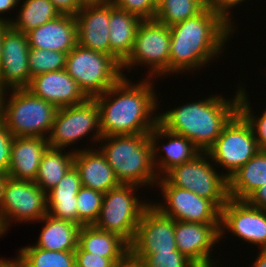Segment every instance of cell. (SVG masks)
Segmentation results:
<instances>
[{"instance_id": "cell-35", "label": "cell", "mask_w": 266, "mask_h": 267, "mask_svg": "<svg viewBox=\"0 0 266 267\" xmlns=\"http://www.w3.org/2000/svg\"><path fill=\"white\" fill-rule=\"evenodd\" d=\"M141 260L145 267H197L178 249L170 252H155L150 255H132Z\"/></svg>"}, {"instance_id": "cell-36", "label": "cell", "mask_w": 266, "mask_h": 267, "mask_svg": "<svg viewBox=\"0 0 266 267\" xmlns=\"http://www.w3.org/2000/svg\"><path fill=\"white\" fill-rule=\"evenodd\" d=\"M77 197L47 199V214L78 225Z\"/></svg>"}, {"instance_id": "cell-19", "label": "cell", "mask_w": 266, "mask_h": 267, "mask_svg": "<svg viewBox=\"0 0 266 267\" xmlns=\"http://www.w3.org/2000/svg\"><path fill=\"white\" fill-rule=\"evenodd\" d=\"M26 89L57 108L79 105L87 100L77 82L64 69L32 77Z\"/></svg>"}, {"instance_id": "cell-5", "label": "cell", "mask_w": 266, "mask_h": 267, "mask_svg": "<svg viewBox=\"0 0 266 267\" xmlns=\"http://www.w3.org/2000/svg\"><path fill=\"white\" fill-rule=\"evenodd\" d=\"M7 101L5 93L0 97V118L14 137H47L51 133L58 108L28 89H11Z\"/></svg>"}, {"instance_id": "cell-37", "label": "cell", "mask_w": 266, "mask_h": 267, "mask_svg": "<svg viewBox=\"0 0 266 267\" xmlns=\"http://www.w3.org/2000/svg\"><path fill=\"white\" fill-rule=\"evenodd\" d=\"M81 187L79 172L73 165L61 181L47 192V199L76 197Z\"/></svg>"}, {"instance_id": "cell-21", "label": "cell", "mask_w": 266, "mask_h": 267, "mask_svg": "<svg viewBox=\"0 0 266 267\" xmlns=\"http://www.w3.org/2000/svg\"><path fill=\"white\" fill-rule=\"evenodd\" d=\"M148 136L153 150L154 166L155 169L157 167V170L159 169V171H157V173H159L158 176H160L161 173L162 175L166 174L175 166L192 160L201 152L188 138L168 131L159 122L148 133ZM161 138H168L169 142L164 144L165 146L163 145V148L160 147L161 151H164L165 155L157 160L156 155H158L159 152L156 145Z\"/></svg>"}, {"instance_id": "cell-40", "label": "cell", "mask_w": 266, "mask_h": 267, "mask_svg": "<svg viewBox=\"0 0 266 267\" xmlns=\"http://www.w3.org/2000/svg\"><path fill=\"white\" fill-rule=\"evenodd\" d=\"M14 136L0 118V171L7 175L9 171L11 146Z\"/></svg>"}, {"instance_id": "cell-42", "label": "cell", "mask_w": 266, "mask_h": 267, "mask_svg": "<svg viewBox=\"0 0 266 267\" xmlns=\"http://www.w3.org/2000/svg\"><path fill=\"white\" fill-rule=\"evenodd\" d=\"M60 14L76 15L84 6L83 0H50Z\"/></svg>"}, {"instance_id": "cell-14", "label": "cell", "mask_w": 266, "mask_h": 267, "mask_svg": "<svg viewBox=\"0 0 266 267\" xmlns=\"http://www.w3.org/2000/svg\"><path fill=\"white\" fill-rule=\"evenodd\" d=\"M30 46L27 34L12 28H4L2 58L0 63V90L27 88L31 82L28 55ZM8 88V89H7Z\"/></svg>"}, {"instance_id": "cell-28", "label": "cell", "mask_w": 266, "mask_h": 267, "mask_svg": "<svg viewBox=\"0 0 266 267\" xmlns=\"http://www.w3.org/2000/svg\"><path fill=\"white\" fill-rule=\"evenodd\" d=\"M64 153L66 152L61 149L48 147L42 156L34 182L46 193L55 187L74 165L75 152Z\"/></svg>"}, {"instance_id": "cell-30", "label": "cell", "mask_w": 266, "mask_h": 267, "mask_svg": "<svg viewBox=\"0 0 266 267\" xmlns=\"http://www.w3.org/2000/svg\"><path fill=\"white\" fill-rule=\"evenodd\" d=\"M204 8L203 0H161L154 19L170 27L196 16Z\"/></svg>"}, {"instance_id": "cell-16", "label": "cell", "mask_w": 266, "mask_h": 267, "mask_svg": "<svg viewBox=\"0 0 266 267\" xmlns=\"http://www.w3.org/2000/svg\"><path fill=\"white\" fill-rule=\"evenodd\" d=\"M175 220L164 216L151 205L143 212L130 243L131 255H150L177 250Z\"/></svg>"}, {"instance_id": "cell-46", "label": "cell", "mask_w": 266, "mask_h": 267, "mask_svg": "<svg viewBox=\"0 0 266 267\" xmlns=\"http://www.w3.org/2000/svg\"><path fill=\"white\" fill-rule=\"evenodd\" d=\"M0 267H25L23 260L18 256L13 260L0 259Z\"/></svg>"}, {"instance_id": "cell-20", "label": "cell", "mask_w": 266, "mask_h": 267, "mask_svg": "<svg viewBox=\"0 0 266 267\" xmlns=\"http://www.w3.org/2000/svg\"><path fill=\"white\" fill-rule=\"evenodd\" d=\"M26 34L30 48L68 54L77 45L76 17L61 14Z\"/></svg>"}, {"instance_id": "cell-51", "label": "cell", "mask_w": 266, "mask_h": 267, "mask_svg": "<svg viewBox=\"0 0 266 267\" xmlns=\"http://www.w3.org/2000/svg\"><path fill=\"white\" fill-rule=\"evenodd\" d=\"M114 0H101V2H113Z\"/></svg>"}, {"instance_id": "cell-49", "label": "cell", "mask_w": 266, "mask_h": 267, "mask_svg": "<svg viewBox=\"0 0 266 267\" xmlns=\"http://www.w3.org/2000/svg\"><path fill=\"white\" fill-rule=\"evenodd\" d=\"M6 177H7V175L0 171V195H1V191H2V185H3V182H4Z\"/></svg>"}, {"instance_id": "cell-41", "label": "cell", "mask_w": 266, "mask_h": 267, "mask_svg": "<svg viewBox=\"0 0 266 267\" xmlns=\"http://www.w3.org/2000/svg\"><path fill=\"white\" fill-rule=\"evenodd\" d=\"M244 0H203L205 7H208L212 11H215L219 14L227 23L232 26V22L230 20L231 16L230 9L235 7L237 4H240Z\"/></svg>"}, {"instance_id": "cell-38", "label": "cell", "mask_w": 266, "mask_h": 267, "mask_svg": "<svg viewBox=\"0 0 266 267\" xmlns=\"http://www.w3.org/2000/svg\"><path fill=\"white\" fill-rule=\"evenodd\" d=\"M112 3L142 20H153L157 11L155 0H114Z\"/></svg>"}, {"instance_id": "cell-39", "label": "cell", "mask_w": 266, "mask_h": 267, "mask_svg": "<svg viewBox=\"0 0 266 267\" xmlns=\"http://www.w3.org/2000/svg\"><path fill=\"white\" fill-rule=\"evenodd\" d=\"M75 252L76 267H114L117 262L124 258H104L96 254L83 251L77 246Z\"/></svg>"}, {"instance_id": "cell-45", "label": "cell", "mask_w": 266, "mask_h": 267, "mask_svg": "<svg viewBox=\"0 0 266 267\" xmlns=\"http://www.w3.org/2000/svg\"><path fill=\"white\" fill-rule=\"evenodd\" d=\"M20 0H0V14L6 13V11H10L14 7L18 6L17 4ZM1 16V15H0ZM0 21L5 23H10L12 20H7L6 18H0Z\"/></svg>"}, {"instance_id": "cell-10", "label": "cell", "mask_w": 266, "mask_h": 267, "mask_svg": "<svg viewBox=\"0 0 266 267\" xmlns=\"http://www.w3.org/2000/svg\"><path fill=\"white\" fill-rule=\"evenodd\" d=\"M171 31L170 27L155 19L142 20L136 32L132 52L121 64V69L131 66H150V78L169 73ZM157 74V75H156Z\"/></svg>"}, {"instance_id": "cell-34", "label": "cell", "mask_w": 266, "mask_h": 267, "mask_svg": "<svg viewBox=\"0 0 266 267\" xmlns=\"http://www.w3.org/2000/svg\"><path fill=\"white\" fill-rule=\"evenodd\" d=\"M246 97L248 98L246 90L239 87L238 113L250 125L259 149L266 150V110L259 118L255 117Z\"/></svg>"}, {"instance_id": "cell-31", "label": "cell", "mask_w": 266, "mask_h": 267, "mask_svg": "<svg viewBox=\"0 0 266 267\" xmlns=\"http://www.w3.org/2000/svg\"><path fill=\"white\" fill-rule=\"evenodd\" d=\"M18 252L25 267H76L74 251H51L27 246Z\"/></svg>"}, {"instance_id": "cell-12", "label": "cell", "mask_w": 266, "mask_h": 267, "mask_svg": "<svg viewBox=\"0 0 266 267\" xmlns=\"http://www.w3.org/2000/svg\"><path fill=\"white\" fill-rule=\"evenodd\" d=\"M93 130L96 132H93L92 138L99 142L102 138L99 107L94 99H87L79 105L58 108L47 138L49 147L64 150Z\"/></svg>"}, {"instance_id": "cell-6", "label": "cell", "mask_w": 266, "mask_h": 267, "mask_svg": "<svg viewBox=\"0 0 266 267\" xmlns=\"http://www.w3.org/2000/svg\"><path fill=\"white\" fill-rule=\"evenodd\" d=\"M87 99H95L123 76L121 64L111 55L76 45L66 57L64 69Z\"/></svg>"}, {"instance_id": "cell-23", "label": "cell", "mask_w": 266, "mask_h": 267, "mask_svg": "<svg viewBox=\"0 0 266 267\" xmlns=\"http://www.w3.org/2000/svg\"><path fill=\"white\" fill-rule=\"evenodd\" d=\"M44 137H14L11 146L8 177L35 181L43 154L48 149Z\"/></svg>"}, {"instance_id": "cell-13", "label": "cell", "mask_w": 266, "mask_h": 267, "mask_svg": "<svg viewBox=\"0 0 266 267\" xmlns=\"http://www.w3.org/2000/svg\"><path fill=\"white\" fill-rule=\"evenodd\" d=\"M158 180L164 205L153 203L164 216L183 222L220 224V210L208 199L199 197L192 191L172 186L162 175ZM167 204V205H165Z\"/></svg>"}, {"instance_id": "cell-3", "label": "cell", "mask_w": 266, "mask_h": 267, "mask_svg": "<svg viewBox=\"0 0 266 267\" xmlns=\"http://www.w3.org/2000/svg\"><path fill=\"white\" fill-rule=\"evenodd\" d=\"M232 100L213 96L159 113L158 122L168 131L185 136L207 152L224 127L238 113L239 90ZM161 114V115H160Z\"/></svg>"}, {"instance_id": "cell-29", "label": "cell", "mask_w": 266, "mask_h": 267, "mask_svg": "<svg viewBox=\"0 0 266 267\" xmlns=\"http://www.w3.org/2000/svg\"><path fill=\"white\" fill-rule=\"evenodd\" d=\"M21 8L17 19L11 21L9 25L23 33H27L61 15L50 0H25Z\"/></svg>"}, {"instance_id": "cell-44", "label": "cell", "mask_w": 266, "mask_h": 267, "mask_svg": "<svg viewBox=\"0 0 266 267\" xmlns=\"http://www.w3.org/2000/svg\"><path fill=\"white\" fill-rule=\"evenodd\" d=\"M114 267H145L143 262L130 253L120 262H117Z\"/></svg>"}, {"instance_id": "cell-50", "label": "cell", "mask_w": 266, "mask_h": 267, "mask_svg": "<svg viewBox=\"0 0 266 267\" xmlns=\"http://www.w3.org/2000/svg\"><path fill=\"white\" fill-rule=\"evenodd\" d=\"M85 3L101 2V0H83Z\"/></svg>"}, {"instance_id": "cell-11", "label": "cell", "mask_w": 266, "mask_h": 267, "mask_svg": "<svg viewBox=\"0 0 266 267\" xmlns=\"http://www.w3.org/2000/svg\"><path fill=\"white\" fill-rule=\"evenodd\" d=\"M259 150L250 125L237 113L207 153L215 164L228 170L222 173L228 179Z\"/></svg>"}, {"instance_id": "cell-33", "label": "cell", "mask_w": 266, "mask_h": 267, "mask_svg": "<svg viewBox=\"0 0 266 267\" xmlns=\"http://www.w3.org/2000/svg\"><path fill=\"white\" fill-rule=\"evenodd\" d=\"M104 193L81 187L77 193L78 225H93L100 213Z\"/></svg>"}, {"instance_id": "cell-15", "label": "cell", "mask_w": 266, "mask_h": 267, "mask_svg": "<svg viewBox=\"0 0 266 267\" xmlns=\"http://www.w3.org/2000/svg\"><path fill=\"white\" fill-rule=\"evenodd\" d=\"M224 229L247 243L259 245L261 250L266 249V211L245 200H227L220 210V238Z\"/></svg>"}, {"instance_id": "cell-17", "label": "cell", "mask_w": 266, "mask_h": 267, "mask_svg": "<svg viewBox=\"0 0 266 267\" xmlns=\"http://www.w3.org/2000/svg\"><path fill=\"white\" fill-rule=\"evenodd\" d=\"M174 233L177 249L197 267L214 266L210 249L220 240V224L175 220Z\"/></svg>"}, {"instance_id": "cell-24", "label": "cell", "mask_w": 266, "mask_h": 267, "mask_svg": "<svg viewBox=\"0 0 266 267\" xmlns=\"http://www.w3.org/2000/svg\"><path fill=\"white\" fill-rule=\"evenodd\" d=\"M142 19L111 2L109 18L110 55L122 64L132 52Z\"/></svg>"}, {"instance_id": "cell-1", "label": "cell", "mask_w": 266, "mask_h": 267, "mask_svg": "<svg viewBox=\"0 0 266 267\" xmlns=\"http://www.w3.org/2000/svg\"><path fill=\"white\" fill-rule=\"evenodd\" d=\"M125 76L94 99L102 136L148 134L158 123L159 114H153L158 97L149 77L132 85Z\"/></svg>"}, {"instance_id": "cell-48", "label": "cell", "mask_w": 266, "mask_h": 267, "mask_svg": "<svg viewBox=\"0 0 266 267\" xmlns=\"http://www.w3.org/2000/svg\"><path fill=\"white\" fill-rule=\"evenodd\" d=\"M8 25V23H5L3 21H0V63L2 58V37H3V31L4 28Z\"/></svg>"}, {"instance_id": "cell-47", "label": "cell", "mask_w": 266, "mask_h": 267, "mask_svg": "<svg viewBox=\"0 0 266 267\" xmlns=\"http://www.w3.org/2000/svg\"><path fill=\"white\" fill-rule=\"evenodd\" d=\"M259 254L252 267H266V249L260 250Z\"/></svg>"}, {"instance_id": "cell-32", "label": "cell", "mask_w": 266, "mask_h": 267, "mask_svg": "<svg viewBox=\"0 0 266 267\" xmlns=\"http://www.w3.org/2000/svg\"><path fill=\"white\" fill-rule=\"evenodd\" d=\"M67 53L30 48L28 55L31 78L47 72L65 69Z\"/></svg>"}, {"instance_id": "cell-18", "label": "cell", "mask_w": 266, "mask_h": 267, "mask_svg": "<svg viewBox=\"0 0 266 267\" xmlns=\"http://www.w3.org/2000/svg\"><path fill=\"white\" fill-rule=\"evenodd\" d=\"M110 12L111 2L85 3L75 15L77 44L110 55Z\"/></svg>"}, {"instance_id": "cell-7", "label": "cell", "mask_w": 266, "mask_h": 267, "mask_svg": "<svg viewBox=\"0 0 266 267\" xmlns=\"http://www.w3.org/2000/svg\"><path fill=\"white\" fill-rule=\"evenodd\" d=\"M138 188L134 184H121L104 193L102 207L93 226L116 233L130 244L143 212L151 205L134 196Z\"/></svg>"}, {"instance_id": "cell-8", "label": "cell", "mask_w": 266, "mask_h": 267, "mask_svg": "<svg viewBox=\"0 0 266 267\" xmlns=\"http://www.w3.org/2000/svg\"><path fill=\"white\" fill-rule=\"evenodd\" d=\"M207 158H210L207 152H200L192 160L173 167L163 177L172 186L192 191L221 210L229 199L228 179L218 174Z\"/></svg>"}, {"instance_id": "cell-25", "label": "cell", "mask_w": 266, "mask_h": 267, "mask_svg": "<svg viewBox=\"0 0 266 267\" xmlns=\"http://www.w3.org/2000/svg\"><path fill=\"white\" fill-rule=\"evenodd\" d=\"M78 246L86 252L104 258H125L130 253V244L116 233L83 225L78 233Z\"/></svg>"}, {"instance_id": "cell-26", "label": "cell", "mask_w": 266, "mask_h": 267, "mask_svg": "<svg viewBox=\"0 0 266 267\" xmlns=\"http://www.w3.org/2000/svg\"><path fill=\"white\" fill-rule=\"evenodd\" d=\"M263 185H266V150H259L228 178V195L233 200H246Z\"/></svg>"}, {"instance_id": "cell-9", "label": "cell", "mask_w": 266, "mask_h": 267, "mask_svg": "<svg viewBox=\"0 0 266 267\" xmlns=\"http://www.w3.org/2000/svg\"><path fill=\"white\" fill-rule=\"evenodd\" d=\"M47 214V193L34 181L6 177L0 195V231L5 234L9 224L36 222ZM11 219V220H10Z\"/></svg>"}, {"instance_id": "cell-43", "label": "cell", "mask_w": 266, "mask_h": 267, "mask_svg": "<svg viewBox=\"0 0 266 267\" xmlns=\"http://www.w3.org/2000/svg\"><path fill=\"white\" fill-rule=\"evenodd\" d=\"M245 201L251 206L266 211V185L257 188Z\"/></svg>"}, {"instance_id": "cell-2", "label": "cell", "mask_w": 266, "mask_h": 267, "mask_svg": "<svg viewBox=\"0 0 266 267\" xmlns=\"http://www.w3.org/2000/svg\"><path fill=\"white\" fill-rule=\"evenodd\" d=\"M219 14L205 7L199 14L170 26L169 74L195 70L223 52L233 32ZM195 68V69H194Z\"/></svg>"}, {"instance_id": "cell-22", "label": "cell", "mask_w": 266, "mask_h": 267, "mask_svg": "<svg viewBox=\"0 0 266 267\" xmlns=\"http://www.w3.org/2000/svg\"><path fill=\"white\" fill-rule=\"evenodd\" d=\"M74 166L80 175L83 187L107 193L121 185L113 168L98 149L74 150Z\"/></svg>"}, {"instance_id": "cell-4", "label": "cell", "mask_w": 266, "mask_h": 267, "mask_svg": "<svg viewBox=\"0 0 266 267\" xmlns=\"http://www.w3.org/2000/svg\"><path fill=\"white\" fill-rule=\"evenodd\" d=\"M99 141H104L99 150L121 184H157L160 177L148 134L102 136Z\"/></svg>"}, {"instance_id": "cell-27", "label": "cell", "mask_w": 266, "mask_h": 267, "mask_svg": "<svg viewBox=\"0 0 266 267\" xmlns=\"http://www.w3.org/2000/svg\"><path fill=\"white\" fill-rule=\"evenodd\" d=\"M40 221L46 222L35 245L51 251H75L78 246L80 226L46 214Z\"/></svg>"}]
</instances>
